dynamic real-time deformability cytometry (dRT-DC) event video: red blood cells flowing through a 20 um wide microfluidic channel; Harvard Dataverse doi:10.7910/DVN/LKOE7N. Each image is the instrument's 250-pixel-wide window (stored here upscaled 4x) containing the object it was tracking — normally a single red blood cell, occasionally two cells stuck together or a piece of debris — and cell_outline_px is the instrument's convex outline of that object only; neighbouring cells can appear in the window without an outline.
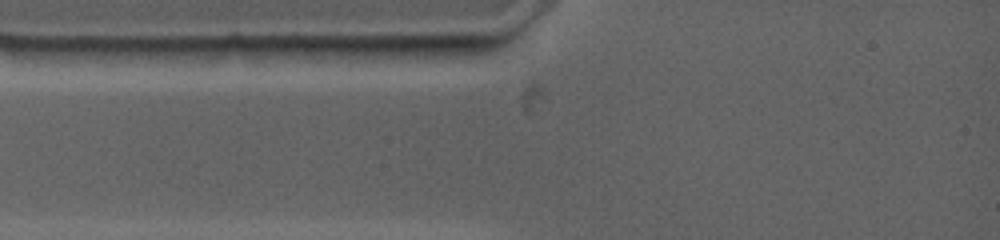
{"species": "common noctule bat (a hibernating species)", "species_latin": "Nyctalus noctula", "temperature_condition": "warm", "stored_images_in_passage": 2, "camera_frame_rate_fps": 4500, "um_per_image_px": 0.085, "animal": {"sex": "female", "body_mass_g": 19.0, "forearm_length_mm": 53.3}, "frame": {"image": 1, "passage_image": 1, "time_ms": 0.0, "image_size_px": [1000, 240], "cell_outline_px": [[260, 48], [244, 60], [156, 64], [100, 48], [228, 44], [240, 44]], "centroid_in_image_um": [15.95, 4.52], "position_along_channel_um": 69.0, "area_um2": 15.32}}